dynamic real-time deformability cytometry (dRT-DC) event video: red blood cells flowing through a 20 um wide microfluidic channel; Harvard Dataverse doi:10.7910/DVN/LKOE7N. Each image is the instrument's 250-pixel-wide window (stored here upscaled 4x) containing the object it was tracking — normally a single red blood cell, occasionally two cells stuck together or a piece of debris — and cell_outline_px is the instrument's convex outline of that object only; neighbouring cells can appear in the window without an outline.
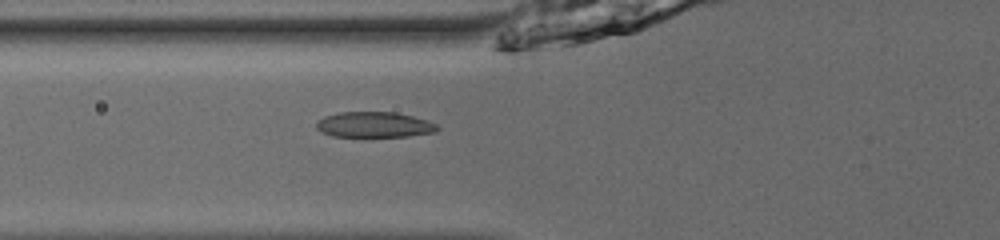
{"species": "common noctule bat (a hibernating species)", "species_latin": "Nyctalus noctula", "temperature_condition": "room temperature", "stored_images_in_passage": 37, "camera_frame_rate_fps": 3000, "um_per_image_px": 0.085, "animal": {"sex": "male", "body_mass_g": 13.0, "forearm_length_mm": 53.1}, "frame": {"image": 1, "passage_image": 6, "time_ms": 1.667, "image_size_px": [1000, 240], "cell_outline_px": [[440, 128], [436, 132], [408, 136], [332, 136], [320, 132], [316, 128], [316, 120], [324, 116], [340, 112], [396, 112], [428, 120], [436, 124]], "centroid_in_image_um": [31.8, 10.59], "position_along_channel_um": 94.0, "area_um2": 18.09}}
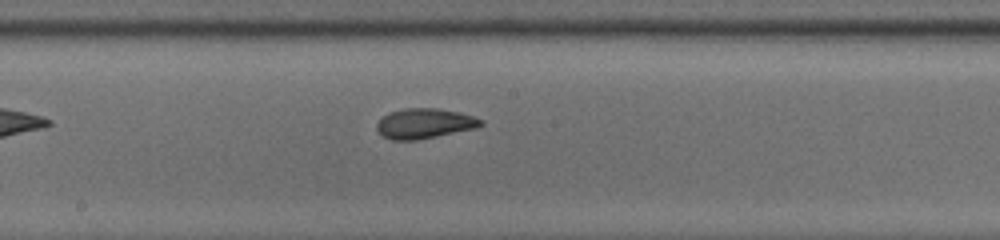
{"frame": {"image": 2, "passage_image": 15, "time_ms": 4.667, "image_size_px": [1000, 240], "cell_outline_px": [[484, 124], [476, 128], [416, 140], [392, 140], [384, 136], [376, 128], [376, 124], [388, 112], [404, 108], [436, 108], [460, 112], [484, 120]], "centroid_in_image_um": [36.09, 10.48], "position_along_channel_um": 212.1, "area_um2": 18.15}}
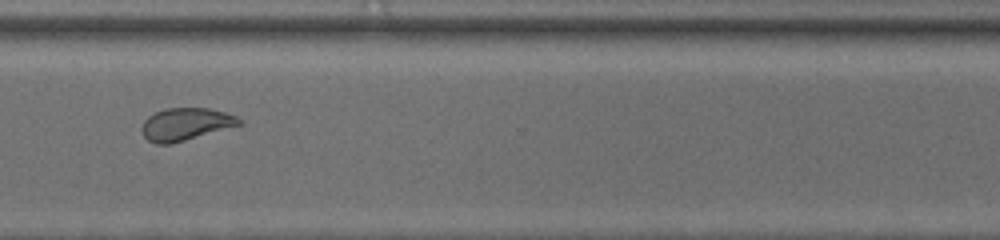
{"frame": {"image": 3, "passage_image": 26, "time_ms": 8.333, "image_size_px": [1000, 240], "cell_outline_px": [[244, 124], [184, 140], [168, 144], [156, 144], [148, 140], [144, 136], [140, 128], [144, 120], [148, 116], [156, 112], [168, 108], [208, 108], [224, 112], [236, 116], [244, 120]], "centroid_in_image_um": [15.79, 10.55], "position_along_channel_um": 354.8, "area_um2": 18.38}, "authors_computed_cell_mechanics": {"area_um2": 18.2648, "velocity_mm_per_s": 3.9067, "shape_relaxation_time_tau1_ms": 2.4221, "shape_relaxation_time_tau2_ms": 1.418, "deformation_change_tau1": 0.1265, "deformation_change_tau2": 0.053}}